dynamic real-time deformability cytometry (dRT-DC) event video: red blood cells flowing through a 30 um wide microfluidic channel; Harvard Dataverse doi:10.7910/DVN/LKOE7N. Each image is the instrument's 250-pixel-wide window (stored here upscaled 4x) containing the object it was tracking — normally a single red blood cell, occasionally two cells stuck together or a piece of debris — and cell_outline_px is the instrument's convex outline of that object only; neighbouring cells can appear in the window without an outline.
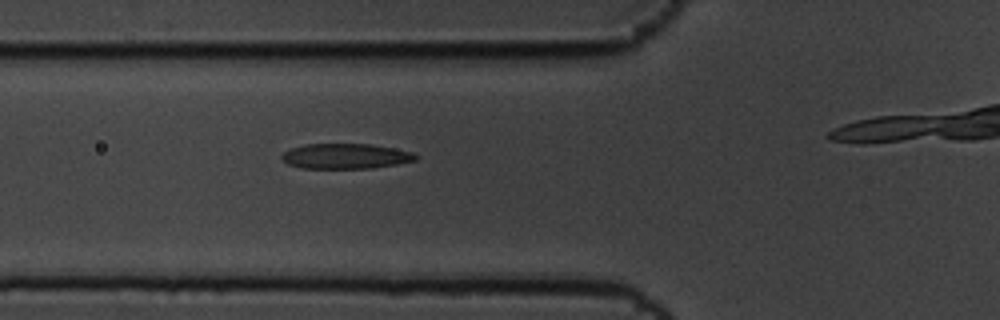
{"species": "common noctule bat (a hibernating species)", "species_latin": "Nyctalus noctula", "temperature_condition": "cold", "stored_images_in_passage": 6, "segment_of_instrument_passage": [1, 2], "camera_frame_rate_fps": 3000, "um_per_image_px": 0.085, "animal": {"sex": "male", "body_mass_g": 19.5, "forearm_length_mm": 54.6}, "frame": {"image": 1, "passage_image": 5, "time_ms": 1.333, "image_size_px": [1000, 320], "cell_outline_px": [[420, 156], [416, 160], [396, 164], [372, 168], [300, 168], [288, 164], [280, 156], [284, 152], [292, 148], [304, 144], [368, 144], [392, 148], [412, 152]], "centroid_in_image_um": [29.37, 13.28], "position_along_channel_um": 96.4, "area_um2": 19.54}}